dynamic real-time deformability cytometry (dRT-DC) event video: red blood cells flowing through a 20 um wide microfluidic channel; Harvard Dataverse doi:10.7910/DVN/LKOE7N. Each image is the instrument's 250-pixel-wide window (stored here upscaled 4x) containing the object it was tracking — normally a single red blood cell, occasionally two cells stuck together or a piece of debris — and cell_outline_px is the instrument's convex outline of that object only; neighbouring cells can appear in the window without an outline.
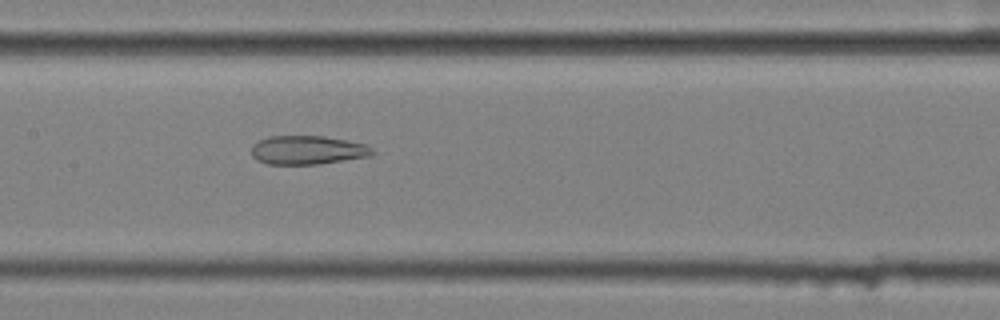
{"species": "common noctule bat (a hibernating species)", "species_latin": "Nyctalus noctula", "temperature_condition": "cold", "stored_images_in_passage": 56, "camera_frame_rate_fps": 3000, "um_per_image_px": 0.085, "animal": {"sex": "female", "body_mass_g": 25.1}, "frame": {"image": 1, "passage_image": 28, "time_ms": 9.0, "image_size_px": [1000, 320], "cell_outline_px": [[376, 152], [372, 156], [320, 164], [268, 164], [256, 160], [252, 156], [252, 144], [268, 136], [324, 136], [364, 144], [372, 148]], "centroid_in_image_um": [26.14, 12.76], "position_along_channel_um": 181.3, "area_um2": 20.35}}
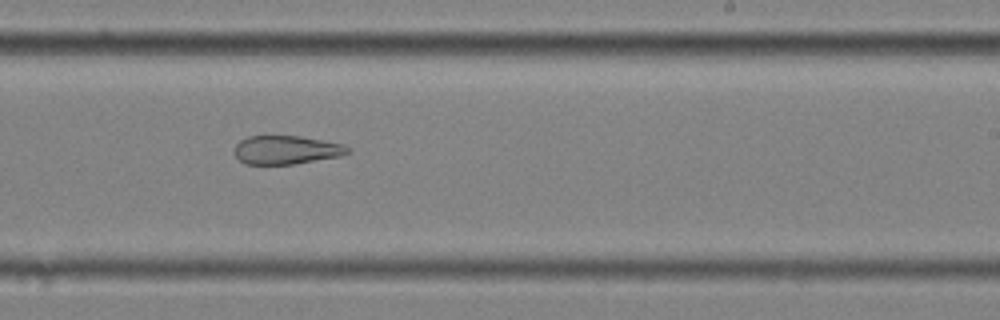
{"frame": {"image": 2, "passage_image": 35, "time_ms": 11.333, "image_size_px": [1000, 320], "cell_outline_px": [[352, 152], [340, 156], [292, 164], [244, 164], [232, 152], [236, 144], [240, 140], [248, 136], [300, 136], [344, 144], [352, 148]], "centroid_in_image_um": [24.34, 12.74], "position_along_channel_um": 264.7, "area_um2": 19.02}}
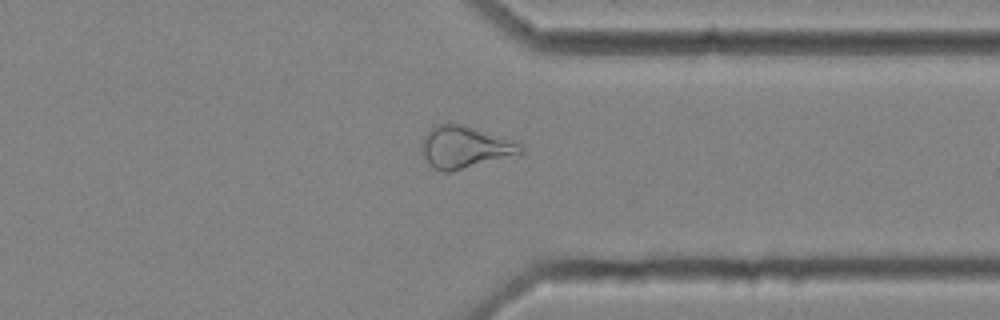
{"frame": {"image": 3, "passage_image": 44, "time_ms": 14.333, "image_size_px": [1000, 320], "cell_outline_px": [[524, 152], [520, 156], [452, 172], [440, 172], [432, 168], [424, 156], [420, 144], [424, 136], [436, 124], [464, 124], [520, 144], [524, 148]], "centroid_in_image_um": [39.54, 12.56], "position_along_channel_um": 371.9, "area_um2": 24.62}, "authors_computed_cell_mechanics": {"area_um2": 26.9637, "velocity_mm_per_s": 3.5869, "shape_relaxation_time_tau1_ms": null, "shape_relaxation_time_tau2_ms": 3.4236, "deformation_change_tau1": null, "deformation_change_tau2": 0.118}}